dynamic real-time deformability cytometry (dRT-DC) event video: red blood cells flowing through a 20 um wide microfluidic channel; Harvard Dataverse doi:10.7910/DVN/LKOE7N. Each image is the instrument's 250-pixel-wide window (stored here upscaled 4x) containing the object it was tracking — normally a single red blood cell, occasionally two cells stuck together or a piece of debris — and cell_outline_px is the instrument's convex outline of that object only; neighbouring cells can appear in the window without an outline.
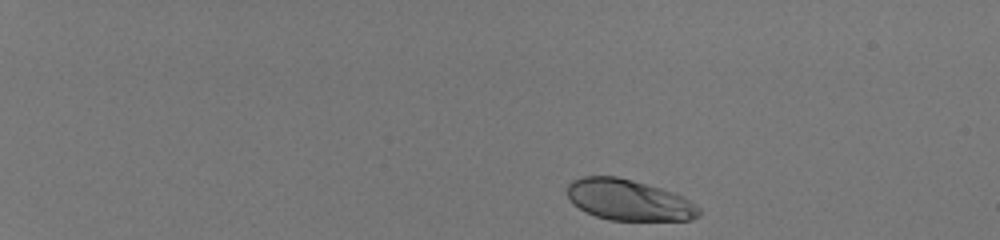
{"species": "human", "species_latin": "Homo sapiens", "temperature_condition": "room temperature", "stored_images_in_passage": 45, "camera_frame_rate_fps": 3000, "um_per_image_px": 0.085, "donor": {"sex": "male"}, "frame": {"image": 1, "passage_image": 1, "time_ms": 0.0, "image_size_px": [1000, 240], "cell_outline_px": [[700, 216], [692, 220], [608, 220], [596, 216], [572, 204], [568, 196], [568, 184], [572, 180], [584, 176], [616, 176], [632, 180], [660, 188], [684, 196], [696, 204], [700, 208]], "centroid_in_image_um": [53.47, 17.0], "position_along_channel_um": 31.5, "area_um2": 31.44}}
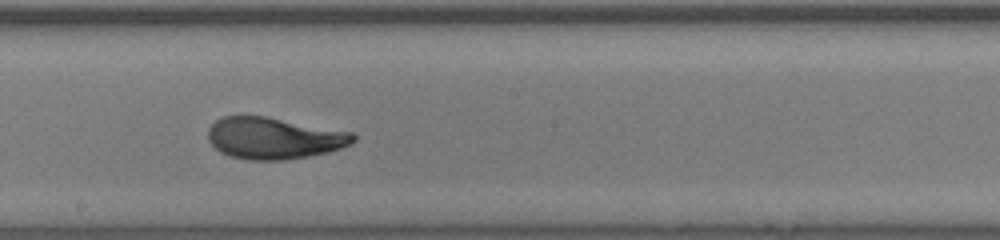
{"frame": {"image": 2, "passage_image": 26, "time_ms": 8.333, "image_size_px": [1000, 240], "cell_outline_px": [[356, 140], [352, 144], [328, 152], [308, 156], [284, 160], [248, 160], [232, 156], [220, 152], [208, 140], [208, 128], [216, 120], [224, 116], [264, 116], [352, 132], [356, 136]], "centroid_in_image_um": [23.29, 11.75], "position_along_channel_um": 224.9, "area_um2": 35.08}}
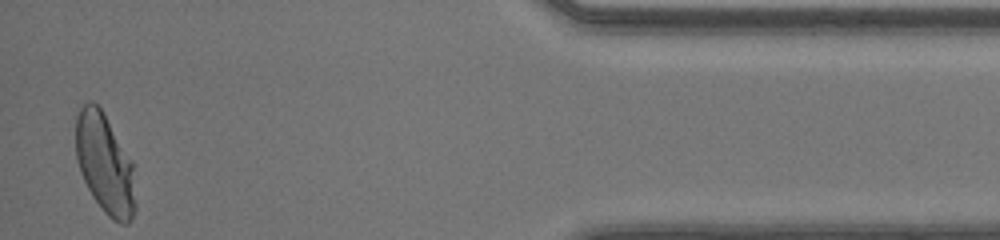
{"frame": {"image": 3, "passage_image": 44, "time_ms": 14.333, "image_size_px": [1000, 240], "cell_outline_px": [[136, 208], [132, 220], [128, 224], [120, 224], [112, 220], [104, 212], [92, 196], [80, 172], [76, 156], [76, 116], [80, 108], [88, 100], [92, 100], [100, 108], [136, 164]], "centroid_in_image_um": [8.97, 13.97], "position_along_channel_um": 426.2, "area_um2": 35.72}, "authors_computed_cell_mechanics": {"area_um2": 34.5066, "velocity_mm_per_s": 4.1153, "shape_relaxation_time_tau1_ms": 4.808, "shape_relaxation_time_tau2_ms": null, "deformation_change_tau1": 0.2071, "deformation_change_tau2": null}}